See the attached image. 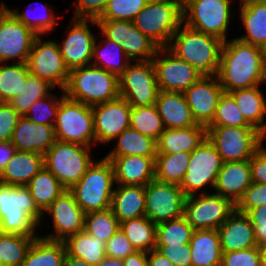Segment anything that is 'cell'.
Instances as JSON below:
<instances>
[{
  "label": "cell",
  "mask_w": 266,
  "mask_h": 266,
  "mask_svg": "<svg viewBox=\"0 0 266 266\" xmlns=\"http://www.w3.org/2000/svg\"><path fill=\"white\" fill-rule=\"evenodd\" d=\"M217 77L225 93L252 88L266 81V61L260 47L238 37L225 41Z\"/></svg>",
  "instance_id": "6da1fadb"
},
{
  "label": "cell",
  "mask_w": 266,
  "mask_h": 266,
  "mask_svg": "<svg viewBox=\"0 0 266 266\" xmlns=\"http://www.w3.org/2000/svg\"><path fill=\"white\" fill-rule=\"evenodd\" d=\"M44 215L35 205L26 186H11L0 182V232L19 234L37 239L34 235Z\"/></svg>",
  "instance_id": "7a4b0ae2"
},
{
  "label": "cell",
  "mask_w": 266,
  "mask_h": 266,
  "mask_svg": "<svg viewBox=\"0 0 266 266\" xmlns=\"http://www.w3.org/2000/svg\"><path fill=\"white\" fill-rule=\"evenodd\" d=\"M223 43L215 36L181 24L172 36L167 48L181 60L196 68L201 74L217 75Z\"/></svg>",
  "instance_id": "3957f363"
},
{
  "label": "cell",
  "mask_w": 266,
  "mask_h": 266,
  "mask_svg": "<svg viewBox=\"0 0 266 266\" xmlns=\"http://www.w3.org/2000/svg\"><path fill=\"white\" fill-rule=\"evenodd\" d=\"M64 94L89 106L119 97L118 77L100 67L87 65L70 70Z\"/></svg>",
  "instance_id": "277c9868"
},
{
  "label": "cell",
  "mask_w": 266,
  "mask_h": 266,
  "mask_svg": "<svg viewBox=\"0 0 266 266\" xmlns=\"http://www.w3.org/2000/svg\"><path fill=\"white\" fill-rule=\"evenodd\" d=\"M95 162V163H94ZM83 177L69 191L85 213L102 211L111 207L115 185L112 162L105 157L94 161Z\"/></svg>",
  "instance_id": "5b68a950"
},
{
  "label": "cell",
  "mask_w": 266,
  "mask_h": 266,
  "mask_svg": "<svg viewBox=\"0 0 266 266\" xmlns=\"http://www.w3.org/2000/svg\"><path fill=\"white\" fill-rule=\"evenodd\" d=\"M133 24L159 47H167L183 24L182 7L171 0H149L136 15Z\"/></svg>",
  "instance_id": "8992f818"
},
{
  "label": "cell",
  "mask_w": 266,
  "mask_h": 266,
  "mask_svg": "<svg viewBox=\"0 0 266 266\" xmlns=\"http://www.w3.org/2000/svg\"><path fill=\"white\" fill-rule=\"evenodd\" d=\"M54 132L57 141L91 147V142H95L92 106L72 100L63 94Z\"/></svg>",
  "instance_id": "52a82bcc"
},
{
  "label": "cell",
  "mask_w": 266,
  "mask_h": 266,
  "mask_svg": "<svg viewBox=\"0 0 266 266\" xmlns=\"http://www.w3.org/2000/svg\"><path fill=\"white\" fill-rule=\"evenodd\" d=\"M207 139L223 162L247 161L262 147L266 138L254 127H207Z\"/></svg>",
  "instance_id": "ba28073f"
},
{
  "label": "cell",
  "mask_w": 266,
  "mask_h": 266,
  "mask_svg": "<svg viewBox=\"0 0 266 266\" xmlns=\"http://www.w3.org/2000/svg\"><path fill=\"white\" fill-rule=\"evenodd\" d=\"M90 147L55 141L44 154V166L69 190L93 163Z\"/></svg>",
  "instance_id": "9c48e42d"
},
{
  "label": "cell",
  "mask_w": 266,
  "mask_h": 266,
  "mask_svg": "<svg viewBox=\"0 0 266 266\" xmlns=\"http://www.w3.org/2000/svg\"><path fill=\"white\" fill-rule=\"evenodd\" d=\"M230 2V0H188L182 7L183 22L194 30L215 36L225 42L231 18Z\"/></svg>",
  "instance_id": "30bf717a"
},
{
  "label": "cell",
  "mask_w": 266,
  "mask_h": 266,
  "mask_svg": "<svg viewBox=\"0 0 266 266\" xmlns=\"http://www.w3.org/2000/svg\"><path fill=\"white\" fill-rule=\"evenodd\" d=\"M118 81L119 96L131 107L155 105L159 88L152 60L129 63Z\"/></svg>",
  "instance_id": "8fae6325"
},
{
  "label": "cell",
  "mask_w": 266,
  "mask_h": 266,
  "mask_svg": "<svg viewBox=\"0 0 266 266\" xmlns=\"http://www.w3.org/2000/svg\"><path fill=\"white\" fill-rule=\"evenodd\" d=\"M89 21L101 29L105 38L120 44L129 60L150 61L160 48L148 36L141 33L133 21L94 19Z\"/></svg>",
  "instance_id": "7c38bea8"
},
{
  "label": "cell",
  "mask_w": 266,
  "mask_h": 266,
  "mask_svg": "<svg viewBox=\"0 0 266 266\" xmlns=\"http://www.w3.org/2000/svg\"><path fill=\"white\" fill-rule=\"evenodd\" d=\"M235 210L236 205L229 198L202 192L200 197H186L183 216L194 230H217Z\"/></svg>",
  "instance_id": "4fadbf2b"
},
{
  "label": "cell",
  "mask_w": 266,
  "mask_h": 266,
  "mask_svg": "<svg viewBox=\"0 0 266 266\" xmlns=\"http://www.w3.org/2000/svg\"><path fill=\"white\" fill-rule=\"evenodd\" d=\"M223 163L215 146L206 137L191 152L187 172L179 185L183 193L186 196L195 195L207 184L214 188Z\"/></svg>",
  "instance_id": "5bb4252c"
},
{
  "label": "cell",
  "mask_w": 266,
  "mask_h": 266,
  "mask_svg": "<svg viewBox=\"0 0 266 266\" xmlns=\"http://www.w3.org/2000/svg\"><path fill=\"white\" fill-rule=\"evenodd\" d=\"M37 36L26 62L29 73L47 81L54 88L58 85L64 93L70 70L61 55L58 43L41 41Z\"/></svg>",
  "instance_id": "9a60e30c"
},
{
  "label": "cell",
  "mask_w": 266,
  "mask_h": 266,
  "mask_svg": "<svg viewBox=\"0 0 266 266\" xmlns=\"http://www.w3.org/2000/svg\"><path fill=\"white\" fill-rule=\"evenodd\" d=\"M186 197L178 184L154 179L145 186V216L156 225L182 217Z\"/></svg>",
  "instance_id": "2e32d148"
},
{
  "label": "cell",
  "mask_w": 266,
  "mask_h": 266,
  "mask_svg": "<svg viewBox=\"0 0 266 266\" xmlns=\"http://www.w3.org/2000/svg\"><path fill=\"white\" fill-rule=\"evenodd\" d=\"M0 6V64L10 59L26 63L37 35Z\"/></svg>",
  "instance_id": "e0dca14e"
},
{
  "label": "cell",
  "mask_w": 266,
  "mask_h": 266,
  "mask_svg": "<svg viewBox=\"0 0 266 266\" xmlns=\"http://www.w3.org/2000/svg\"><path fill=\"white\" fill-rule=\"evenodd\" d=\"M158 57L159 53L165 55ZM159 91L181 92L183 93L192 84L198 81L203 74L196 68L181 60L167 47H160L152 59Z\"/></svg>",
  "instance_id": "ac0fdd59"
},
{
  "label": "cell",
  "mask_w": 266,
  "mask_h": 266,
  "mask_svg": "<svg viewBox=\"0 0 266 266\" xmlns=\"http://www.w3.org/2000/svg\"><path fill=\"white\" fill-rule=\"evenodd\" d=\"M131 106L120 96L92 106L95 143H109L130 128Z\"/></svg>",
  "instance_id": "d6986e66"
},
{
  "label": "cell",
  "mask_w": 266,
  "mask_h": 266,
  "mask_svg": "<svg viewBox=\"0 0 266 266\" xmlns=\"http://www.w3.org/2000/svg\"><path fill=\"white\" fill-rule=\"evenodd\" d=\"M223 92L217 75H203L183 92L197 124L207 128L212 123Z\"/></svg>",
  "instance_id": "ffe728a7"
},
{
  "label": "cell",
  "mask_w": 266,
  "mask_h": 266,
  "mask_svg": "<svg viewBox=\"0 0 266 266\" xmlns=\"http://www.w3.org/2000/svg\"><path fill=\"white\" fill-rule=\"evenodd\" d=\"M53 217L54 235L43 238L65 241L69 236L84 230L85 212L76 203L73 194L66 190L46 209Z\"/></svg>",
  "instance_id": "44dd1931"
},
{
  "label": "cell",
  "mask_w": 266,
  "mask_h": 266,
  "mask_svg": "<svg viewBox=\"0 0 266 266\" xmlns=\"http://www.w3.org/2000/svg\"><path fill=\"white\" fill-rule=\"evenodd\" d=\"M66 39L58 43L61 55L69 70L91 65L95 37L88 27V19L73 18Z\"/></svg>",
  "instance_id": "7402d4cb"
},
{
  "label": "cell",
  "mask_w": 266,
  "mask_h": 266,
  "mask_svg": "<svg viewBox=\"0 0 266 266\" xmlns=\"http://www.w3.org/2000/svg\"><path fill=\"white\" fill-rule=\"evenodd\" d=\"M55 141L54 126L36 124L22 116L10 142L16 150L44 155Z\"/></svg>",
  "instance_id": "603a6c76"
},
{
  "label": "cell",
  "mask_w": 266,
  "mask_h": 266,
  "mask_svg": "<svg viewBox=\"0 0 266 266\" xmlns=\"http://www.w3.org/2000/svg\"><path fill=\"white\" fill-rule=\"evenodd\" d=\"M105 158L112 162L117 185L146 186L155 179V157L120 156Z\"/></svg>",
  "instance_id": "cb8c5ba5"
},
{
  "label": "cell",
  "mask_w": 266,
  "mask_h": 266,
  "mask_svg": "<svg viewBox=\"0 0 266 266\" xmlns=\"http://www.w3.org/2000/svg\"><path fill=\"white\" fill-rule=\"evenodd\" d=\"M222 252L257 247L254 227L248 216L235 210L217 229Z\"/></svg>",
  "instance_id": "d4e9b609"
},
{
  "label": "cell",
  "mask_w": 266,
  "mask_h": 266,
  "mask_svg": "<svg viewBox=\"0 0 266 266\" xmlns=\"http://www.w3.org/2000/svg\"><path fill=\"white\" fill-rule=\"evenodd\" d=\"M252 184L250 162H224L216 179V194L229 198L235 205Z\"/></svg>",
  "instance_id": "484cf974"
},
{
  "label": "cell",
  "mask_w": 266,
  "mask_h": 266,
  "mask_svg": "<svg viewBox=\"0 0 266 266\" xmlns=\"http://www.w3.org/2000/svg\"><path fill=\"white\" fill-rule=\"evenodd\" d=\"M155 106L166 129L202 126L193 118L184 93L159 91Z\"/></svg>",
  "instance_id": "4316f807"
},
{
  "label": "cell",
  "mask_w": 266,
  "mask_h": 266,
  "mask_svg": "<svg viewBox=\"0 0 266 266\" xmlns=\"http://www.w3.org/2000/svg\"><path fill=\"white\" fill-rule=\"evenodd\" d=\"M44 167V155L16 150L0 173V182L11 186H26Z\"/></svg>",
  "instance_id": "83f0119b"
},
{
  "label": "cell",
  "mask_w": 266,
  "mask_h": 266,
  "mask_svg": "<svg viewBox=\"0 0 266 266\" xmlns=\"http://www.w3.org/2000/svg\"><path fill=\"white\" fill-rule=\"evenodd\" d=\"M206 138L205 126L165 129L157 142V154L191 153Z\"/></svg>",
  "instance_id": "f1b7e54d"
},
{
  "label": "cell",
  "mask_w": 266,
  "mask_h": 266,
  "mask_svg": "<svg viewBox=\"0 0 266 266\" xmlns=\"http://www.w3.org/2000/svg\"><path fill=\"white\" fill-rule=\"evenodd\" d=\"M145 186L119 184L113 191L111 209L119 223L145 216Z\"/></svg>",
  "instance_id": "f546056e"
},
{
  "label": "cell",
  "mask_w": 266,
  "mask_h": 266,
  "mask_svg": "<svg viewBox=\"0 0 266 266\" xmlns=\"http://www.w3.org/2000/svg\"><path fill=\"white\" fill-rule=\"evenodd\" d=\"M192 266H221L222 250L217 230H194L190 240Z\"/></svg>",
  "instance_id": "4dcf8cb0"
},
{
  "label": "cell",
  "mask_w": 266,
  "mask_h": 266,
  "mask_svg": "<svg viewBox=\"0 0 266 266\" xmlns=\"http://www.w3.org/2000/svg\"><path fill=\"white\" fill-rule=\"evenodd\" d=\"M246 35L239 40L261 47L266 41V0H240Z\"/></svg>",
  "instance_id": "1f68e13d"
},
{
  "label": "cell",
  "mask_w": 266,
  "mask_h": 266,
  "mask_svg": "<svg viewBox=\"0 0 266 266\" xmlns=\"http://www.w3.org/2000/svg\"><path fill=\"white\" fill-rule=\"evenodd\" d=\"M258 86L235 90L229 92V94L235 100L245 120L266 137V123H263L266 113V101Z\"/></svg>",
  "instance_id": "d6a6232c"
},
{
  "label": "cell",
  "mask_w": 266,
  "mask_h": 266,
  "mask_svg": "<svg viewBox=\"0 0 266 266\" xmlns=\"http://www.w3.org/2000/svg\"><path fill=\"white\" fill-rule=\"evenodd\" d=\"M66 254L64 241L38 237L33 240L21 266H64Z\"/></svg>",
  "instance_id": "836d02e7"
},
{
  "label": "cell",
  "mask_w": 266,
  "mask_h": 266,
  "mask_svg": "<svg viewBox=\"0 0 266 266\" xmlns=\"http://www.w3.org/2000/svg\"><path fill=\"white\" fill-rule=\"evenodd\" d=\"M64 243L69 256L80 258L95 266L99 265L106 257V242L97 236L88 234L85 230L69 236Z\"/></svg>",
  "instance_id": "e575fe53"
},
{
  "label": "cell",
  "mask_w": 266,
  "mask_h": 266,
  "mask_svg": "<svg viewBox=\"0 0 266 266\" xmlns=\"http://www.w3.org/2000/svg\"><path fill=\"white\" fill-rule=\"evenodd\" d=\"M117 146L105 157L144 156L156 157L157 142L152 137L146 136L132 129H125L115 140Z\"/></svg>",
  "instance_id": "d590c367"
},
{
  "label": "cell",
  "mask_w": 266,
  "mask_h": 266,
  "mask_svg": "<svg viewBox=\"0 0 266 266\" xmlns=\"http://www.w3.org/2000/svg\"><path fill=\"white\" fill-rule=\"evenodd\" d=\"M26 187L35 205L43 214L52 202L66 191V188L45 166L28 182Z\"/></svg>",
  "instance_id": "8d00e7d4"
},
{
  "label": "cell",
  "mask_w": 266,
  "mask_h": 266,
  "mask_svg": "<svg viewBox=\"0 0 266 266\" xmlns=\"http://www.w3.org/2000/svg\"><path fill=\"white\" fill-rule=\"evenodd\" d=\"M156 224L146 216L120 223V229L136 251L150 252L156 249Z\"/></svg>",
  "instance_id": "74e56055"
},
{
  "label": "cell",
  "mask_w": 266,
  "mask_h": 266,
  "mask_svg": "<svg viewBox=\"0 0 266 266\" xmlns=\"http://www.w3.org/2000/svg\"><path fill=\"white\" fill-rule=\"evenodd\" d=\"M189 152L157 154L155 157V180L180 185L190 162Z\"/></svg>",
  "instance_id": "f35d334b"
},
{
  "label": "cell",
  "mask_w": 266,
  "mask_h": 266,
  "mask_svg": "<svg viewBox=\"0 0 266 266\" xmlns=\"http://www.w3.org/2000/svg\"><path fill=\"white\" fill-rule=\"evenodd\" d=\"M104 41L105 46L101 45V43L98 45L96 41L94 42L92 58H95L96 61H99L100 65H98V62H94L92 65L109 71L119 78L126 70L130 60L125 55L120 44H117L107 38L104 39ZM122 57L125 58V61L123 62L118 60V58L121 59Z\"/></svg>",
  "instance_id": "ab89813d"
},
{
  "label": "cell",
  "mask_w": 266,
  "mask_h": 266,
  "mask_svg": "<svg viewBox=\"0 0 266 266\" xmlns=\"http://www.w3.org/2000/svg\"><path fill=\"white\" fill-rule=\"evenodd\" d=\"M130 127L156 141L166 129L155 105L131 107Z\"/></svg>",
  "instance_id": "60d3db41"
},
{
  "label": "cell",
  "mask_w": 266,
  "mask_h": 266,
  "mask_svg": "<svg viewBox=\"0 0 266 266\" xmlns=\"http://www.w3.org/2000/svg\"><path fill=\"white\" fill-rule=\"evenodd\" d=\"M54 88L47 81L42 80L36 75L28 74L21 94L12 98L8 103L21 115L25 116L30 107L39 99L49 95V89Z\"/></svg>",
  "instance_id": "b9f144b4"
},
{
  "label": "cell",
  "mask_w": 266,
  "mask_h": 266,
  "mask_svg": "<svg viewBox=\"0 0 266 266\" xmlns=\"http://www.w3.org/2000/svg\"><path fill=\"white\" fill-rule=\"evenodd\" d=\"M28 74L29 70L26 63L0 66V99L2 102H8L21 94Z\"/></svg>",
  "instance_id": "7bdbcfd3"
},
{
  "label": "cell",
  "mask_w": 266,
  "mask_h": 266,
  "mask_svg": "<svg viewBox=\"0 0 266 266\" xmlns=\"http://www.w3.org/2000/svg\"><path fill=\"white\" fill-rule=\"evenodd\" d=\"M194 229L184 216L157 224L156 246L190 243Z\"/></svg>",
  "instance_id": "ee69618b"
},
{
  "label": "cell",
  "mask_w": 266,
  "mask_h": 266,
  "mask_svg": "<svg viewBox=\"0 0 266 266\" xmlns=\"http://www.w3.org/2000/svg\"><path fill=\"white\" fill-rule=\"evenodd\" d=\"M34 238L0 232V260L5 266H21Z\"/></svg>",
  "instance_id": "f6af8a7d"
},
{
  "label": "cell",
  "mask_w": 266,
  "mask_h": 266,
  "mask_svg": "<svg viewBox=\"0 0 266 266\" xmlns=\"http://www.w3.org/2000/svg\"><path fill=\"white\" fill-rule=\"evenodd\" d=\"M120 223L111 208L85 214L84 230L107 242L118 230Z\"/></svg>",
  "instance_id": "bcb514c9"
},
{
  "label": "cell",
  "mask_w": 266,
  "mask_h": 266,
  "mask_svg": "<svg viewBox=\"0 0 266 266\" xmlns=\"http://www.w3.org/2000/svg\"><path fill=\"white\" fill-rule=\"evenodd\" d=\"M252 127L241 114L235 100L229 93L219 97L215 115L208 127Z\"/></svg>",
  "instance_id": "7dc6e473"
},
{
  "label": "cell",
  "mask_w": 266,
  "mask_h": 266,
  "mask_svg": "<svg viewBox=\"0 0 266 266\" xmlns=\"http://www.w3.org/2000/svg\"><path fill=\"white\" fill-rule=\"evenodd\" d=\"M149 0H108L97 20L133 21Z\"/></svg>",
  "instance_id": "c3c4849f"
},
{
  "label": "cell",
  "mask_w": 266,
  "mask_h": 266,
  "mask_svg": "<svg viewBox=\"0 0 266 266\" xmlns=\"http://www.w3.org/2000/svg\"><path fill=\"white\" fill-rule=\"evenodd\" d=\"M60 100L61 97L59 99H57V96L53 98L50 93L49 95L37 100L30 107V110L25 117L36 124L54 126Z\"/></svg>",
  "instance_id": "681fc988"
},
{
  "label": "cell",
  "mask_w": 266,
  "mask_h": 266,
  "mask_svg": "<svg viewBox=\"0 0 266 266\" xmlns=\"http://www.w3.org/2000/svg\"><path fill=\"white\" fill-rule=\"evenodd\" d=\"M17 20H19L22 24L32 30L37 36L47 33L48 31H52L55 24H58L56 20V16L54 12H46L47 14H41V16L30 17L31 14L18 13L15 10H9V8L5 7ZM48 9L44 6V9ZM43 13V12H42Z\"/></svg>",
  "instance_id": "f907efd6"
},
{
  "label": "cell",
  "mask_w": 266,
  "mask_h": 266,
  "mask_svg": "<svg viewBox=\"0 0 266 266\" xmlns=\"http://www.w3.org/2000/svg\"><path fill=\"white\" fill-rule=\"evenodd\" d=\"M221 266H261L258 246L239 251L222 252Z\"/></svg>",
  "instance_id": "816d5d0a"
},
{
  "label": "cell",
  "mask_w": 266,
  "mask_h": 266,
  "mask_svg": "<svg viewBox=\"0 0 266 266\" xmlns=\"http://www.w3.org/2000/svg\"><path fill=\"white\" fill-rule=\"evenodd\" d=\"M266 205V184L254 183L236 204V210L246 214L250 209Z\"/></svg>",
  "instance_id": "f5cc1de1"
},
{
  "label": "cell",
  "mask_w": 266,
  "mask_h": 266,
  "mask_svg": "<svg viewBox=\"0 0 266 266\" xmlns=\"http://www.w3.org/2000/svg\"><path fill=\"white\" fill-rule=\"evenodd\" d=\"M22 116L8 103H0V142H10L13 131Z\"/></svg>",
  "instance_id": "db71d44e"
},
{
  "label": "cell",
  "mask_w": 266,
  "mask_h": 266,
  "mask_svg": "<svg viewBox=\"0 0 266 266\" xmlns=\"http://www.w3.org/2000/svg\"><path fill=\"white\" fill-rule=\"evenodd\" d=\"M136 249L130 244L129 239L119 229L105 245V254L110 258L124 259L133 254Z\"/></svg>",
  "instance_id": "11a10c76"
},
{
  "label": "cell",
  "mask_w": 266,
  "mask_h": 266,
  "mask_svg": "<svg viewBox=\"0 0 266 266\" xmlns=\"http://www.w3.org/2000/svg\"><path fill=\"white\" fill-rule=\"evenodd\" d=\"M156 249L162 253V255H164L174 266H192L190 243L156 246Z\"/></svg>",
  "instance_id": "9f6ffc18"
},
{
  "label": "cell",
  "mask_w": 266,
  "mask_h": 266,
  "mask_svg": "<svg viewBox=\"0 0 266 266\" xmlns=\"http://www.w3.org/2000/svg\"><path fill=\"white\" fill-rule=\"evenodd\" d=\"M108 0H78L75 19L97 20L103 13Z\"/></svg>",
  "instance_id": "6f0895ef"
},
{
  "label": "cell",
  "mask_w": 266,
  "mask_h": 266,
  "mask_svg": "<svg viewBox=\"0 0 266 266\" xmlns=\"http://www.w3.org/2000/svg\"><path fill=\"white\" fill-rule=\"evenodd\" d=\"M246 215L254 227L257 245L266 243V205L250 209Z\"/></svg>",
  "instance_id": "680465c9"
},
{
  "label": "cell",
  "mask_w": 266,
  "mask_h": 266,
  "mask_svg": "<svg viewBox=\"0 0 266 266\" xmlns=\"http://www.w3.org/2000/svg\"><path fill=\"white\" fill-rule=\"evenodd\" d=\"M249 162L252 182L266 184V149L262 146Z\"/></svg>",
  "instance_id": "91938a15"
},
{
  "label": "cell",
  "mask_w": 266,
  "mask_h": 266,
  "mask_svg": "<svg viewBox=\"0 0 266 266\" xmlns=\"http://www.w3.org/2000/svg\"><path fill=\"white\" fill-rule=\"evenodd\" d=\"M15 152L16 148L11 144V142H0V173L12 159Z\"/></svg>",
  "instance_id": "94428289"
},
{
  "label": "cell",
  "mask_w": 266,
  "mask_h": 266,
  "mask_svg": "<svg viewBox=\"0 0 266 266\" xmlns=\"http://www.w3.org/2000/svg\"><path fill=\"white\" fill-rule=\"evenodd\" d=\"M124 266H148L147 252L135 251L123 259Z\"/></svg>",
  "instance_id": "6125c7cd"
},
{
  "label": "cell",
  "mask_w": 266,
  "mask_h": 266,
  "mask_svg": "<svg viewBox=\"0 0 266 266\" xmlns=\"http://www.w3.org/2000/svg\"><path fill=\"white\" fill-rule=\"evenodd\" d=\"M149 254H150V256H149ZM147 259H148V266H174L157 249H153L150 252H147Z\"/></svg>",
  "instance_id": "be15d7a7"
},
{
  "label": "cell",
  "mask_w": 266,
  "mask_h": 266,
  "mask_svg": "<svg viewBox=\"0 0 266 266\" xmlns=\"http://www.w3.org/2000/svg\"><path fill=\"white\" fill-rule=\"evenodd\" d=\"M64 266H95V265L89 264L80 258H76V257L69 256L68 254H66V257L64 260Z\"/></svg>",
  "instance_id": "e7e4bbea"
},
{
  "label": "cell",
  "mask_w": 266,
  "mask_h": 266,
  "mask_svg": "<svg viewBox=\"0 0 266 266\" xmlns=\"http://www.w3.org/2000/svg\"><path fill=\"white\" fill-rule=\"evenodd\" d=\"M97 266H124L123 259L105 257L104 260Z\"/></svg>",
  "instance_id": "03108f58"
},
{
  "label": "cell",
  "mask_w": 266,
  "mask_h": 266,
  "mask_svg": "<svg viewBox=\"0 0 266 266\" xmlns=\"http://www.w3.org/2000/svg\"><path fill=\"white\" fill-rule=\"evenodd\" d=\"M260 258H261V266H266V243L258 246Z\"/></svg>",
  "instance_id": "003e7915"
},
{
  "label": "cell",
  "mask_w": 266,
  "mask_h": 266,
  "mask_svg": "<svg viewBox=\"0 0 266 266\" xmlns=\"http://www.w3.org/2000/svg\"><path fill=\"white\" fill-rule=\"evenodd\" d=\"M261 52L263 53V57L266 61V41L264 42V44L260 47Z\"/></svg>",
  "instance_id": "a7ac6f4b"
},
{
  "label": "cell",
  "mask_w": 266,
  "mask_h": 266,
  "mask_svg": "<svg viewBox=\"0 0 266 266\" xmlns=\"http://www.w3.org/2000/svg\"><path fill=\"white\" fill-rule=\"evenodd\" d=\"M171 1L177 2L181 7H183L188 2V0H171Z\"/></svg>",
  "instance_id": "89a4df30"
},
{
  "label": "cell",
  "mask_w": 266,
  "mask_h": 266,
  "mask_svg": "<svg viewBox=\"0 0 266 266\" xmlns=\"http://www.w3.org/2000/svg\"><path fill=\"white\" fill-rule=\"evenodd\" d=\"M0 266H5L1 260H0Z\"/></svg>",
  "instance_id": "2644e50d"
}]
</instances>
